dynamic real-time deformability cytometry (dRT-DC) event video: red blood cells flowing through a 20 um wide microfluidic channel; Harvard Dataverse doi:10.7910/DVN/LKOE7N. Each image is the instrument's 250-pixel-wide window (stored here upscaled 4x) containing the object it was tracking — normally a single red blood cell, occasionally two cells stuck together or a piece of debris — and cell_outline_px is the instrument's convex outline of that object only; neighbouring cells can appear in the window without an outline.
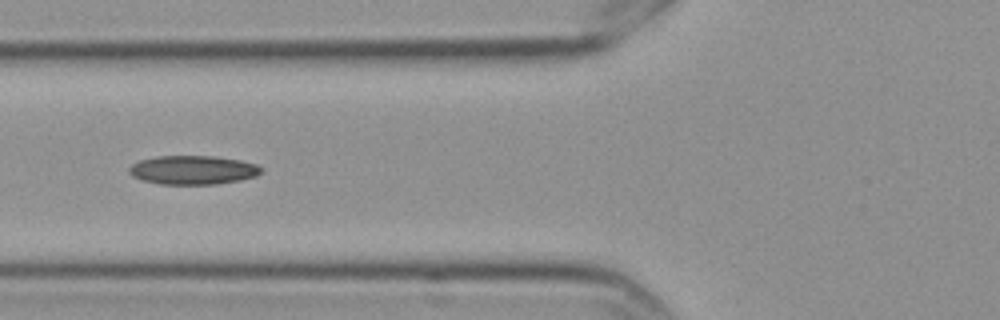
{"species": "Egyptian fruit bat (a non-hibernating species)", "species_latin": "Rousettus aegyptiacus", "temperature_condition": "cold", "stored_images_in_passage": 11, "camera_frame_rate_fps": 3000, "um_per_image_px": 0.085, "frame": {"image": 1, "passage_image": 6, "time_ms": 1.667, "image_size_px": [1000, 320], "cell_outline_px": [[264, 168], [256, 176], [240, 180], [216, 184], [160, 184], [144, 180], [132, 176], [128, 172], [128, 168], [132, 164], [140, 160], [156, 156], [212, 156], [240, 160], [256, 164]], "centroid_in_image_um": [16.39, 14.44], "position_along_channel_um": 109.4, "area_um2": 22.2}}
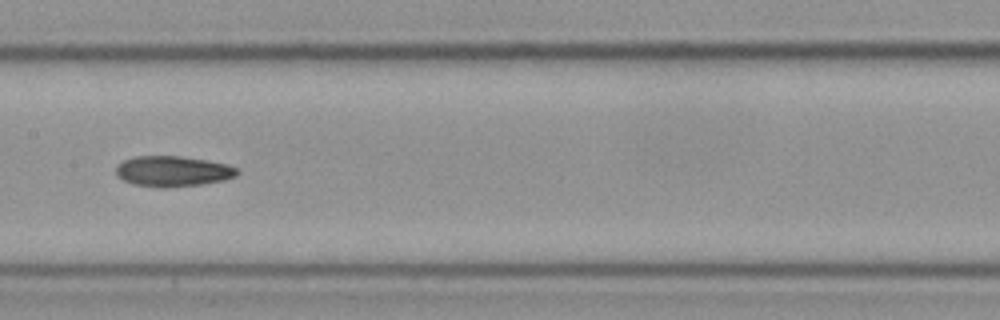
{"frame": {"image": 2, "passage_image": 8, "time_ms": 2.333, "image_size_px": [1000, 320], "cell_outline_px": [[240, 172], [236, 176], [224, 180], [200, 184], [164, 188], [160, 188], [132, 184], [116, 176], [116, 168], [124, 160], [136, 156], [180, 156], [228, 164], [240, 168]], "centroid_in_image_um": [14.71, 14.56], "position_along_channel_um": 192.7, "area_um2": 21.62}}
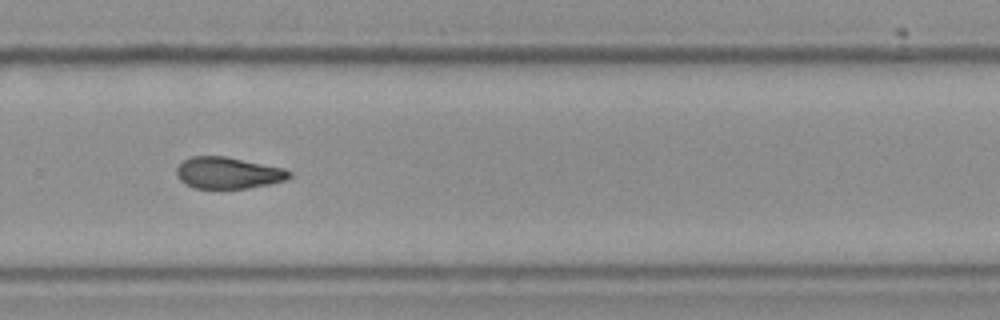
{"frame": {"image": 3, "passage_image": 11, "time_ms": 3.333, "image_size_px": [1000, 320], "cell_outline_px": [[292, 176], [288, 180], [248, 188], [192, 188], [184, 184], [180, 180], [176, 172], [176, 168], [184, 160], [192, 156], [228, 156], [284, 168], [292, 172]], "centroid_in_image_um": [19.41, 14.69], "position_along_channel_um": 310.4, "area_um2": 20.92}}